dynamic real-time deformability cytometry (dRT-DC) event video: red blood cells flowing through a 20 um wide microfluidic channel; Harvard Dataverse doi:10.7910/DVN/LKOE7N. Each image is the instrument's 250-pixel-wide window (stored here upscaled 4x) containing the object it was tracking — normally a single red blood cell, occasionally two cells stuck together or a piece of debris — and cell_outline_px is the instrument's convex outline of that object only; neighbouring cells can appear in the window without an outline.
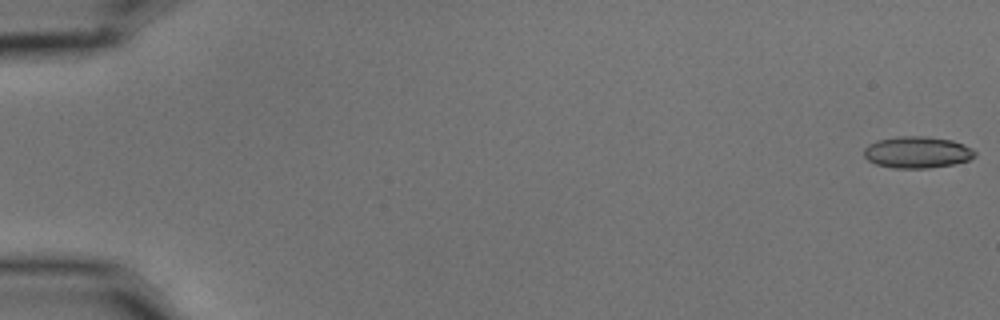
{"species": "common noctule bat (a hibernating species)", "species_latin": "Nyctalus noctula", "temperature_condition": "cold", "stored_images_in_passage": 57, "camera_frame_rate_fps": 3000, "um_per_image_px": 0.085, "animal": {"sex": "male", "body_mass_g": 15.6}, "frame": {"image": 1, "passage_image": 1, "time_ms": 0.0, "image_size_px": [1000, 320], "cell_outline_px": [[976, 156], [968, 160], [952, 164], [928, 168], [892, 168], [876, 164], [868, 160], [864, 156], [864, 148], [868, 144], [876, 140], [900, 136], [924, 136], [952, 140], [964, 144], [972, 148], [976, 152]], "centroid_in_image_um": [77.95, 12.94], "position_along_channel_um": 7.0, "area_um2": 20.52}}
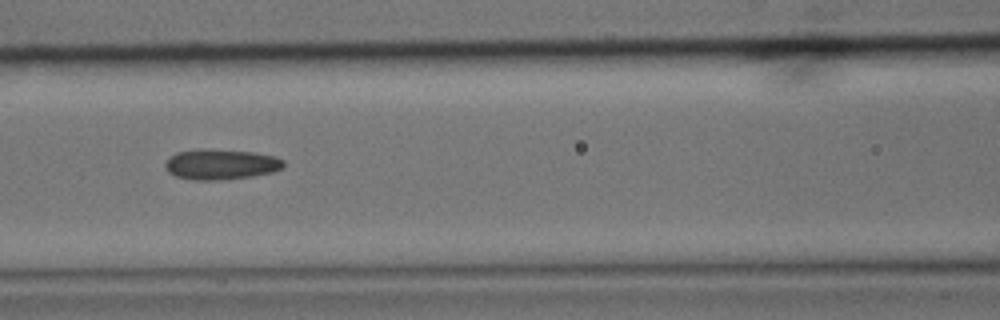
{"frame": {"image": 2, "passage_image": 26, "time_ms": 8.333, "image_size_px": [1000, 320], "cell_outline_px": [[284, 164], [280, 168], [272, 172], [252, 176], [216, 180], [196, 180], [176, 176], [168, 172], [164, 168], [164, 164], [176, 152], [200, 148], [252, 152], [276, 156], [284, 160]], "centroid_in_image_um": [18.75, 13.96], "position_along_channel_um": 147.8, "area_um2": 20.87}}
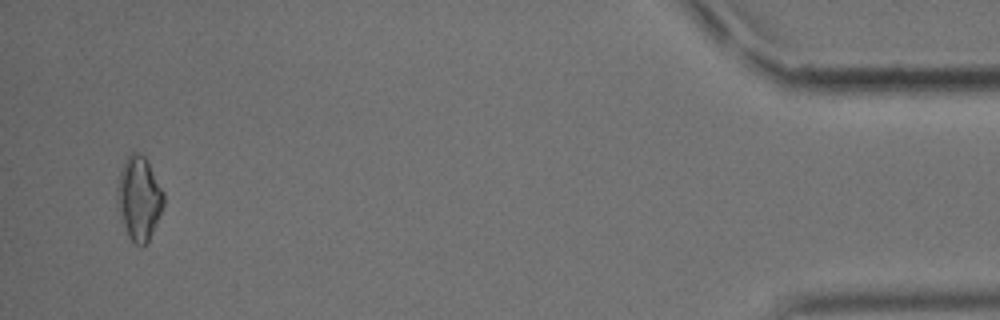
{"frame": {"image": 3, "passage_image": 55, "time_ms": 18.0, "image_size_px": [1000, 320], "cell_outline_px": [[164, 204], [156, 224], [148, 240], [140, 248], [128, 236], [116, 204], [120, 172], [124, 160], [132, 152], [140, 152], [148, 160], [164, 192]], "centroid_in_image_um": [11.83, 16.83], "position_along_channel_um": 423.4, "area_um2": 22.54}, "authors_computed_cell_mechanics": {"area_um2": 20.4612, "velocity_mm_per_s": 3.6031, "shape_relaxation_time_tau1_ms": 10.7714, "shape_relaxation_time_tau2_ms": 3.645, "deformation_change_tau1": 0.172, "deformation_change_tau2": 0.1027}}